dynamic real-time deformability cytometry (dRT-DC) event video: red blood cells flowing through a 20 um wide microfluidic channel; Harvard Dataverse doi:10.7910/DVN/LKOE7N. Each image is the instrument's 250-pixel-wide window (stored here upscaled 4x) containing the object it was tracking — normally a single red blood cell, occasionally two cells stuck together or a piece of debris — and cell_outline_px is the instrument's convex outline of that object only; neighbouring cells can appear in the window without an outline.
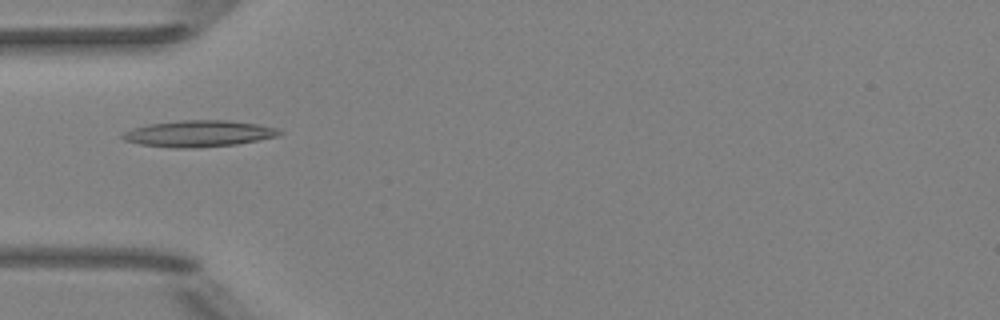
{"species": "Egyptian fruit bat (a non-hibernating species)", "species_latin": "Rousettus aegyptiacus", "temperature_condition": "room temperature", "stored_images_in_passage": 7, "camera_frame_rate_fps": 3000, "um_per_image_px": 0.085, "animal": {"sex": "female"}, "frame": {"image": 1, "passage_image": 4, "time_ms": 4.333, "image_size_px": [1000, 320], "cell_outline_px": [[284, 132], [276, 136], [236, 144], [196, 148], [172, 148], [140, 144], [124, 140], [120, 136], [124, 132], [132, 128], [148, 124], [184, 120], [224, 120], [256, 124], [280, 128]], "centroid_in_image_um": [16.87, 11.36], "position_along_channel_um": 68.1, "area_um2": 24.04}}
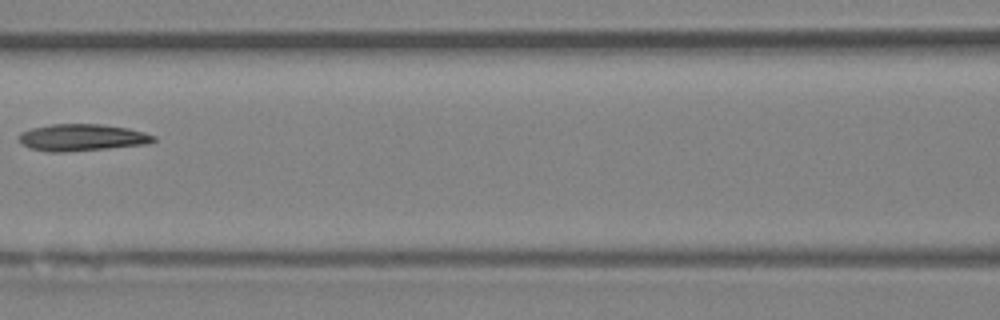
{"frame": {"image": 2, "passage_image": 6, "time_ms": 6.667, "image_size_px": [1000, 320], "cell_outline_px": [[156, 140], [148, 144], [108, 148], [64, 152], [48, 152], [32, 148], [24, 144], [20, 140], [20, 132], [32, 128], [52, 124], [104, 124], [128, 128], [144, 132], [156, 136]], "centroid_in_image_um": [7.02, 11.68], "position_along_channel_um": 159.6, "area_um2": 20.98}}
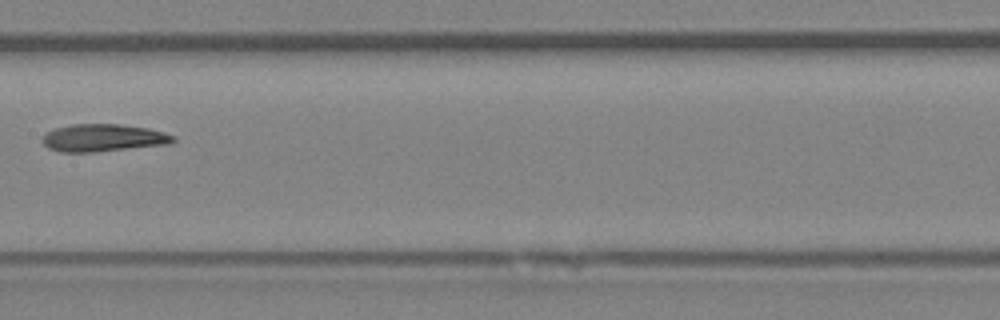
{"frame": {"image": 3, "passage_image": 7, "time_ms": 7.667, "image_size_px": [1000, 320], "cell_outline_px": [[176, 140], [172, 144], [96, 152], [60, 152], [48, 148], [40, 140], [48, 132], [56, 128], [72, 124], [120, 124], [148, 128], [164, 132], [176, 136]], "centroid_in_image_um": [8.82, 11.72], "position_along_channel_um": 198.6, "area_um2": 21.15}}